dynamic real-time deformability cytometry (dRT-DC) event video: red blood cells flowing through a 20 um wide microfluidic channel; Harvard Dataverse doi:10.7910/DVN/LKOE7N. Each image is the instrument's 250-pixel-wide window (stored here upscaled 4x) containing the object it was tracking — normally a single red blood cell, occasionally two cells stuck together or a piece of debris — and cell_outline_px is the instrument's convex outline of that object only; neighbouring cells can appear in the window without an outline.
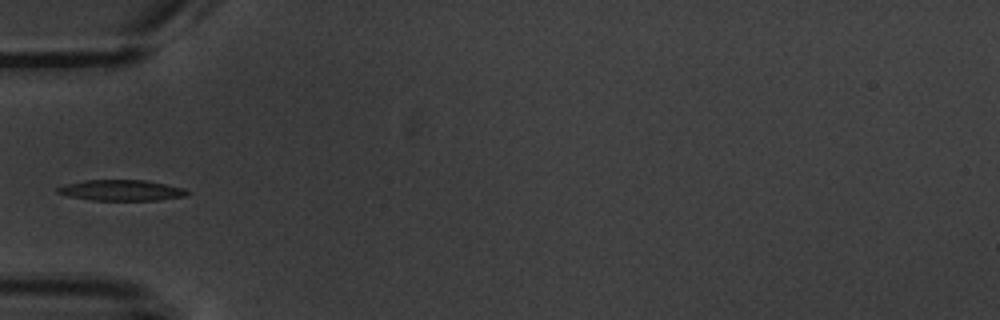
{"species": "common noctule bat (a hibernating species)", "species_latin": "Nyctalus noctula", "temperature_condition": "warm", "stored_images_in_passage": 2, "camera_frame_rate_fps": 3000, "um_per_image_px": 0.085, "animal": {"sex": "male", "body_mass_g": 20.1, "forearm_length_mm": 53.5}, "frame": {"image": 1, "passage_image": 2, "time_ms": 4.667, "image_size_px": [1000, 320], "cell_outline_px": [[192, 192], [184, 196], [156, 200], [92, 200], [68, 196], [56, 192], [56, 188], [64, 184], [84, 180], [144, 180], [184, 188]], "centroid_in_image_um": [10.29, 16.17], "position_along_channel_um": 74.7, "area_um2": 15.66}}